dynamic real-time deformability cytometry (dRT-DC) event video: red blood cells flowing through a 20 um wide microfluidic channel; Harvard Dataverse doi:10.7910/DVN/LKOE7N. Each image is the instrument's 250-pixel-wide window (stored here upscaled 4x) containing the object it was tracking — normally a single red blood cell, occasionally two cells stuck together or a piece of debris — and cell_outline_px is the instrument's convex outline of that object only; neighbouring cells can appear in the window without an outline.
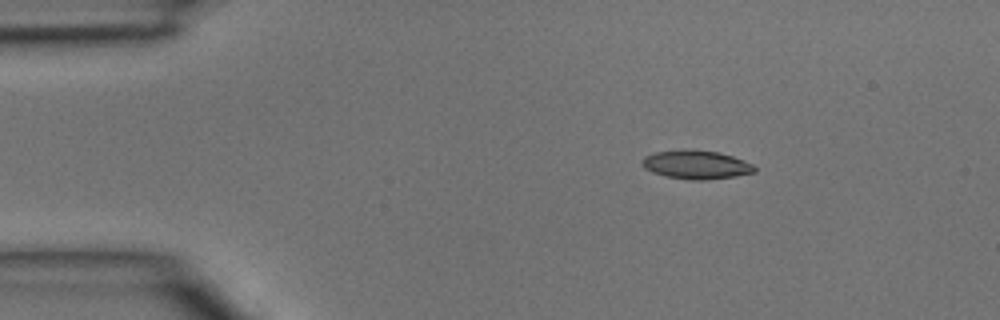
{"species": "common noctule bat (a hibernating species)", "species_latin": "Nyctalus noctula", "temperature_condition": "room temperature", "stored_images_in_passage": 3, "camera_frame_rate_fps": 3000, "um_per_image_px": 0.085, "animal": {"sex": "male", "body_mass_g": 15.6}, "frame": {"image": 1, "passage_image": 1, "time_ms": 0.0, "image_size_px": [1000, 320], "cell_outline_px": [[756, 172], [736, 176], [708, 180], [688, 180], [664, 176], [652, 172], [644, 168], [640, 164], [640, 160], [644, 156], [656, 152], [684, 148], [688, 148], [720, 152], [744, 160], [752, 164], [756, 168]], "centroid_in_image_um": [59.14, 13.99], "position_along_channel_um": 25.9, "area_um2": 19.31}}
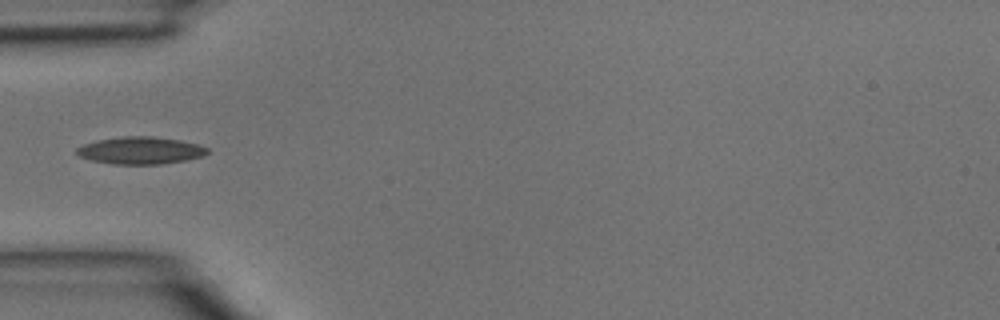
{"frame": {"image": 2, "passage_image": 3, "time_ms": 0.667, "image_size_px": [1000, 320], "cell_outline_px": [[208, 152], [204, 156], [184, 160], [160, 164], [112, 164], [92, 160], [80, 156], [76, 152], [76, 148], [84, 144], [96, 140], [124, 136], [152, 136], [180, 140], [196, 144], [208, 148]], "centroid_in_image_um": [11.93, 12.78], "position_along_channel_um": 73.1, "area_um2": 20.63}}